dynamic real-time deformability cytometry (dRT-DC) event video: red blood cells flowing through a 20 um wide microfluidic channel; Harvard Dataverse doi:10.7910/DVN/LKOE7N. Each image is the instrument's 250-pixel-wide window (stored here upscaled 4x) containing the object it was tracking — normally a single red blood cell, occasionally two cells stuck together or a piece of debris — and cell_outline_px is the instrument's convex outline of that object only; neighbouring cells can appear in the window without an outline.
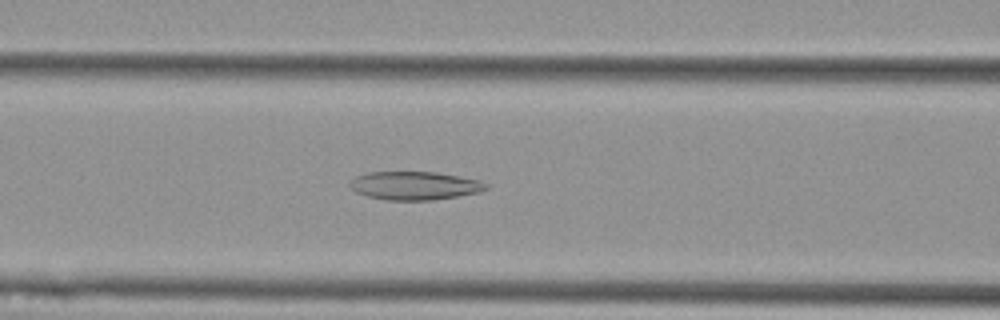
{"species": "Egyptian fruit bat (a non-hibernating species)", "species_latin": "Rousettus aegyptiacus", "temperature_condition": "cold", "stored_images_in_passage": 40, "camera_frame_rate_fps": 3000, "um_per_image_px": 0.085, "animal": {"sex": "female"}, "frame": {"image": 1, "passage_image": 14, "time_ms": 4.333, "image_size_px": [1000, 320], "cell_outline_px": [[488, 188], [480, 192], [432, 200], [384, 200], [368, 196], [356, 192], [348, 184], [356, 176], [368, 172], [436, 172], [480, 180], [488, 184]], "centroid_in_image_um": [35.25, 15.78], "position_along_channel_um": 131.3, "area_um2": 22.43}}
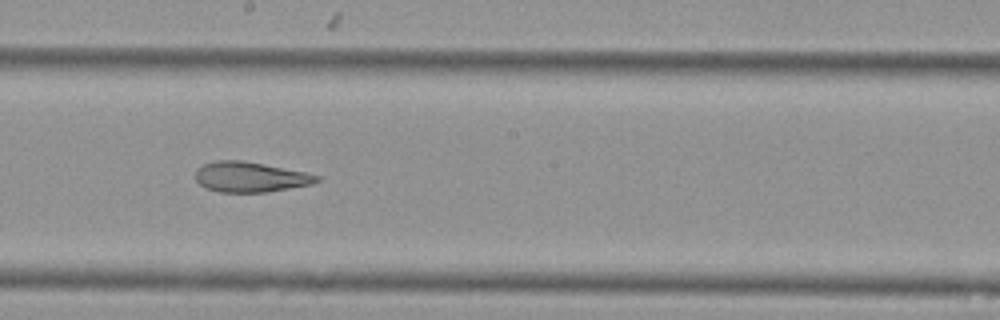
{"frame": {"image": 2, "passage_image": 22, "time_ms": 7.0, "image_size_px": [1000, 320], "cell_outline_px": [[320, 180], [312, 184], [268, 192], [220, 192], [208, 188], [200, 184], [196, 180], [196, 168], [204, 164], [216, 160], [240, 160], [264, 164], [304, 172], [320, 176]], "centroid_in_image_um": [21.27, 15.04], "position_along_channel_um": 226.9, "area_um2": 21.21}}
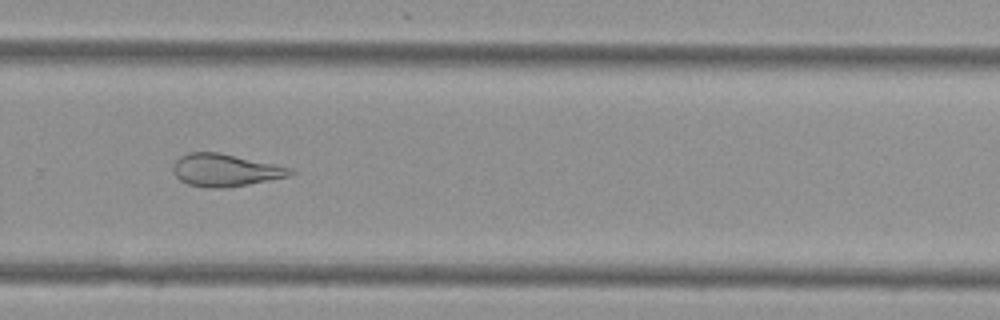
{"frame": {"image": 3, "passage_image": 29, "time_ms": 9.333, "image_size_px": [1000, 320], "cell_outline_px": [[296, 172], [288, 176], [248, 184], [220, 188], [204, 188], [188, 184], [180, 180], [176, 176], [172, 168], [176, 160], [180, 156], [188, 152], [216, 152], [292, 168]], "centroid_in_image_um": [19.1, 14.47], "position_along_channel_um": 310.7, "area_um2": 21.85}, "authors_computed_cell_mechanics": {"area_um2": 23.2067, "velocity_mm_per_s": 3.6005, "shape_relaxation_time_tau1_ms": null, "shape_relaxation_time_tau2_ms": 4.6773, "deformation_change_tau1": null, "deformation_change_tau2": 0.1493}}